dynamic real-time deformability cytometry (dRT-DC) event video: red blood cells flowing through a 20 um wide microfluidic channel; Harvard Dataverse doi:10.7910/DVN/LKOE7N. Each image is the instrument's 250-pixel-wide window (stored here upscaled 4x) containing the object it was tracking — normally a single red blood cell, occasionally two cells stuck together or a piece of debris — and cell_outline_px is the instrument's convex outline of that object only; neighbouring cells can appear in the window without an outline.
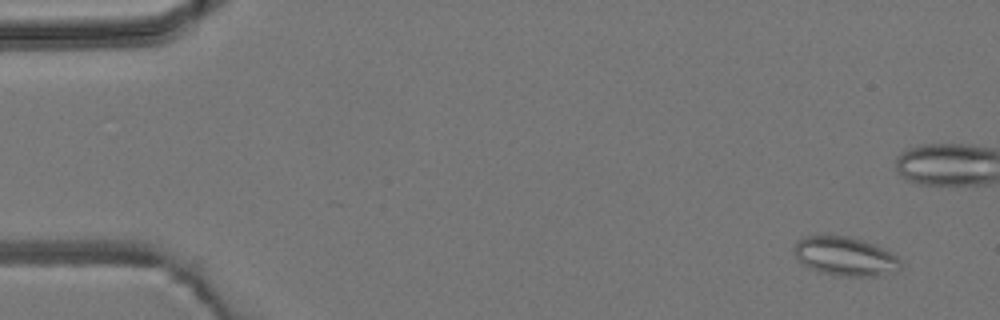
{"species": "common noctule bat (a hibernating species)", "species_latin": "Nyctalus noctula", "temperature_condition": "room temperature", "stored_images_in_passage": 4, "camera_frame_rate_fps": 3000, "um_per_image_px": 0.085, "animal": {"sex": "male", "body_mass_g": 19.2, "forearm_length_mm": 51.8}, "frame": {"image": 1, "passage_image": 1, "time_ms": 0.0, "image_size_px": [1000, 320], "cell_outline_px": [[904, 264], [896, 272], [884, 276], [836, 276], [820, 272], [808, 268], [796, 260], [792, 248], [796, 240], [804, 236], [848, 236], [864, 240], [876, 244], [896, 256]], "centroid_in_image_um": [71.83, 21.8], "position_along_channel_um": 13.2, "area_um2": 24.8}}